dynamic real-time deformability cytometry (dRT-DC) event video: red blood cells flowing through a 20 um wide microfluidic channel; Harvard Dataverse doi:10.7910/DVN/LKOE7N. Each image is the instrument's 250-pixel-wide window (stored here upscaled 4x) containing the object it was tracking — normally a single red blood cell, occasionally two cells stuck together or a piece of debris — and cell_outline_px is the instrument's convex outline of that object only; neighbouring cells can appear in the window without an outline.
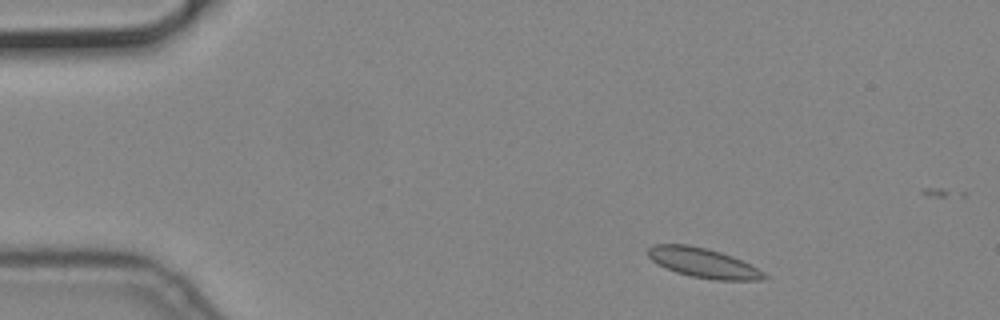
{"species": "common noctule bat (a hibernating species)", "species_latin": "Nyctalus noctula", "temperature_condition": "cold", "stored_images_in_passage": 3, "camera_frame_rate_fps": 3000, "um_per_image_px": 0.085, "animal": {"sex": "male", "body_mass_g": 19.2, "forearm_length_mm": 51.8}, "frame": {"image": 1, "passage_image": 2, "time_ms": 0.333, "image_size_px": [1000, 320], "cell_outline_px": [[768, 280], [716, 280], [692, 276], [676, 272], [664, 268], [652, 260], [648, 256], [648, 248], [652, 244], [688, 244], [720, 252], [732, 256], [764, 272], [768, 276]], "centroid_in_image_um": [59.76, 22.35], "position_along_channel_um": 25.2, "area_um2": 19.94}}